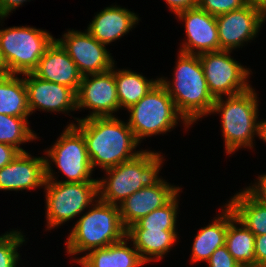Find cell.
I'll return each mask as SVG.
<instances>
[{"label": "cell", "instance_id": "cell-1", "mask_svg": "<svg viewBox=\"0 0 266 267\" xmlns=\"http://www.w3.org/2000/svg\"><path fill=\"white\" fill-rule=\"evenodd\" d=\"M74 119L78 124L68 125H74L82 133L93 169L97 166L101 167V170L118 166L142 151L134 150L139 142L128 123L118 117Z\"/></svg>", "mask_w": 266, "mask_h": 267}, {"label": "cell", "instance_id": "cell-2", "mask_svg": "<svg viewBox=\"0 0 266 267\" xmlns=\"http://www.w3.org/2000/svg\"><path fill=\"white\" fill-rule=\"evenodd\" d=\"M172 82L159 78L172 97L178 113L191 126L210 115L215 98L210 93L199 55L179 51Z\"/></svg>", "mask_w": 266, "mask_h": 267}, {"label": "cell", "instance_id": "cell-3", "mask_svg": "<svg viewBox=\"0 0 266 267\" xmlns=\"http://www.w3.org/2000/svg\"><path fill=\"white\" fill-rule=\"evenodd\" d=\"M164 157L159 152L142 150L136 157L105 169L106 178L98 181V198L109 204L119 206L133 193L143 187L158 184L159 170ZM108 175V176H107Z\"/></svg>", "mask_w": 266, "mask_h": 267}, {"label": "cell", "instance_id": "cell-4", "mask_svg": "<svg viewBox=\"0 0 266 267\" xmlns=\"http://www.w3.org/2000/svg\"><path fill=\"white\" fill-rule=\"evenodd\" d=\"M91 206L75 223L66 240V252L71 256L105 248L126 238L127 229L122 224L119 206L99 198Z\"/></svg>", "mask_w": 266, "mask_h": 267}, {"label": "cell", "instance_id": "cell-5", "mask_svg": "<svg viewBox=\"0 0 266 267\" xmlns=\"http://www.w3.org/2000/svg\"><path fill=\"white\" fill-rule=\"evenodd\" d=\"M256 91L251 87L242 93L216 98L210 112L221 114V130L225 152L235 153L239 148H254L258 135V106Z\"/></svg>", "mask_w": 266, "mask_h": 267}, {"label": "cell", "instance_id": "cell-6", "mask_svg": "<svg viewBox=\"0 0 266 267\" xmlns=\"http://www.w3.org/2000/svg\"><path fill=\"white\" fill-rule=\"evenodd\" d=\"M51 165L53 164L46 163L44 183L48 230L82 215V212L98 199V181L73 183L57 181L54 176L57 173L53 172Z\"/></svg>", "mask_w": 266, "mask_h": 267}, {"label": "cell", "instance_id": "cell-7", "mask_svg": "<svg viewBox=\"0 0 266 267\" xmlns=\"http://www.w3.org/2000/svg\"><path fill=\"white\" fill-rule=\"evenodd\" d=\"M127 110L130 114L128 126L139 143L145 137L170 132L180 120L185 129L190 126L178 113L172 97L160 80Z\"/></svg>", "mask_w": 266, "mask_h": 267}, {"label": "cell", "instance_id": "cell-8", "mask_svg": "<svg viewBox=\"0 0 266 267\" xmlns=\"http://www.w3.org/2000/svg\"><path fill=\"white\" fill-rule=\"evenodd\" d=\"M54 39L51 33L30 26L0 29V48L11 74L32 73Z\"/></svg>", "mask_w": 266, "mask_h": 267}, {"label": "cell", "instance_id": "cell-9", "mask_svg": "<svg viewBox=\"0 0 266 267\" xmlns=\"http://www.w3.org/2000/svg\"><path fill=\"white\" fill-rule=\"evenodd\" d=\"M45 162L54 163L56 168L66 176L60 182H89L98 179L91 178L92 165L82 133L74 126L67 125L55 144L45 151Z\"/></svg>", "mask_w": 266, "mask_h": 267}, {"label": "cell", "instance_id": "cell-10", "mask_svg": "<svg viewBox=\"0 0 266 267\" xmlns=\"http://www.w3.org/2000/svg\"><path fill=\"white\" fill-rule=\"evenodd\" d=\"M231 53L230 50H220L199 55L208 89L215 99L251 88L248 78L252 71L233 59Z\"/></svg>", "mask_w": 266, "mask_h": 267}, {"label": "cell", "instance_id": "cell-11", "mask_svg": "<svg viewBox=\"0 0 266 267\" xmlns=\"http://www.w3.org/2000/svg\"><path fill=\"white\" fill-rule=\"evenodd\" d=\"M77 96V110H92L85 118L115 117L120 109L115 81V66L108 71L82 76Z\"/></svg>", "mask_w": 266, "mask_h": 267}, {"label": "cell", "instance_id": "cell-12", "mask_svg": "<svg viewBox=\"0 0 266 267\" xmlns=\"http://www.w3.org/2000/svg\"><path fill=\"white\" fill-rule=\"evenodd\" d=\"M56 39L76 64L82 76L108 71L115 65L106 45L97 41L87 30H67Z\"/></svg>", "mask_w": 266, "mask_h": 267}, {"label": "cell", "instance_id": "cell-13", "mask_svg": "<svg viewBox=\"0 0 266 267\" xmlns=\"http://www.w3.org/2000/svg\"><path fill=\"white\" fill-rule=\"evenodd\" d=\"M266 16L247 4L244 7L216 17L218 38L221 50L233 51L243 44L253 41Z\"/></svg>", "mask_w": 266, "mask_h": 267}, {"label": "cell", "instance_id": "cell-14", "mask_svg": "<svg viewBox=\"0 0 266 267\" xmlns=\"http://www.w3.org/2000/svg\"><path fill=\"white\" fill-rule=\"evenodd\" d=\"M175 16L185 23L187 39L183 41L180 52L200 55L220 51L216 17L198 6L181 11Z\"/></svg>", "mask_w": 266, "mask_h": 267}, {"label": "cell", "instance_id": "cell-15", "mask_svg": "<svg viewBox=\"0 0 266 267\" xmlns=\"http://www.w3.org/2000/svg\"><path fill=\"white\" fill-rule=\"evenodd\" d=\"M24 76L31 114L37 109L64 114L77 110V96L72 88L42 80L33 73Z\"/></svg>", "mask_w": 266, "mask_h": 267}, {"label": "cell", "instance_id": "cell-16", "mask_svg": "<svg viewBox=\"0 0 266 267\" xmlns=\"http://www.w3.org/2000/svg\"><path fill=\"white\" fill-rule=\"evenodd\" d=\"M180 189L162 179L156 185L143 187L133 193L119 205L123 226L127 229L140 218L165 206L180 193Z\"/></svg>", "mask_w": 266, "mask_h": 267}, {"label": "cell", "instance_id": "cell-17", "mask_svg": "<svg viewBox=\"0 0 266 267\" xmlns=\"http://www.w3.org/2000/svg\"><path fill=\"white\" fill-rule=\"evenodd\" d=\"M45 180V156L32 157L27 151L20 152L9 164L0 169V190H34L43 188Z\"/></svg>", "mask_w": 266, "mask_h": 267}, {"label": "cell", "instance_id": "cell-18", "mask_svg": "<svg viewBox=\"0 0 266 267\" xmlns=\"http://www.w3.org/2000/svg\"><path fill=\"white\" fill-rule=\"evenodd\" d=\"M32 73L42 80L70 87L76 93L82 80L76 64L56 38L47 47Z\"/></svg>", "mask_w": 266, "mask_h": 267}, {"label": "cell", "instance_id": "cell-19", "mask_svg": "<svg viewBox=\"0 0 266 267\" xmlns=\"http://www.w3.org/2000/svg\"><path fill=\"white\" fill-rule=\"evenodd\" d=\"M139 21L136 13L125 7L112 5L105 7L94 16L87 31L101 44L109 45L129 33Z\"/></svg>", "mask_w": 266, "mask_h": 267}, {"label": "cell", "instance_id": "cell-20", "mask_svg": "<svg viewBox=\"0 0 266 267\" xmlns=\"http://www.w3.org/2000/svg\"><path fill=\"white\" fill-rule=\"evenodd\" d=\"M126 240V241H125ZM127 237L105 248H95L82 257L73 259L81 267H140L146 264L134 247H128Z\"/></svg>", "mask_w": 266, "mask_h": 267}, {"label": "cell", "instance_id": "cell-21", "mask_svg": "<svg viewBox=\"0 0 266 267\" xmlns=\"http://www.w3.org/2000/svg\"><path fill=\"white\" fill-rule=\"evenodd\" d=\"M178 235L177 230L127 229L126 232L145 263L163 259L176 244Z\"/></svg>", "mask_w": 266, "mask_h": 267}, {"label": "cell", "instance_id": "cell-22", "mask_svg": "<svg viewBox=\"0 0 266 267\" xmlns=\"http://www.w3.org/2000/svg\"><path fill=\"white\" fill-rule=\"evenodd\" d=\"M225 204L221 214L216 215L212 223L202 227L196 234L191 250V263L207 262L218 247L225 245L228 229V204Z\"/></svg>", "mask_w": 266, "mask_h": 267}, {"label": "cell", "instance_id": "cell-23", "mask_svg": "<svg viewBox=\"0 0 266 267\" xmlns=\"http://www.w3.org/2000/svg\"><path fill=\"white\" fill-rule=\"evenodd\" d=\"M225 245L242 267L255 265V235L235 217L229 206Z\"/></svg>", "mask_w": 266, "mask_h": 267}, {"label": "cell", "instance_id": "cell-24", "mask_svg": "<svg viewBox=\"0 0 266 267\" xmlns=\"http://www.w3.org/2000/svg\"><path fill=\"white\" fill-rule=\"evenodd\" d=\"M17 76L16 74L0 76V114L28 118L31 113L24 74L22 78Z\"/></svg>", "mask_w": 266, "mask_h": 267}, {"label": "cell", "instance_id": "cell-25", "mask_svg": "<svg viewBox=\"0 0 266 267\" xmlns=\"http://www.w3.org/2000/svg\"><path fill=\"white\" fill-rule=\"evenodd\" d=\"M235 217L255 236L266 234V206L257 201L246 189L234 194L227 202Z\"/></svg>", "mask_w": 266, "mask_h": 267}, {"label": "cell", "instance_id": "cell-26", "mask_svg": "<svg viewBox=\"0 0 266 267\" xmlns=\"http://www.w3.org/2000/svg\"><path fill=\"white\" fill-rule=\"evenodd\" d=\"M115 69L118 102L122 110L136 104L159 81V78L148 80L142 74L128 69Z\"/></svg>", "mask_w": 266, "mask_h": 267}, {"label": "cell", "instance_id": "cell-27", "mask_svg": "<svg viewBox=\"0 0 266 267\" xmlns=\"http://www.w3.org/2000/svg\"><path fill=\"white\" fill-rule=\"evenodd\" d=\"M27 119L0 114V143L9 144L20 152H26L20 145L38 138L35 131L28 126Z\"/></svg>", "mask_w": 266, "mask_h": 267}, {"label": "cell", "instance_id": "cell-28", "mask_svg": "<svg viewBox=\"0 0 266 267\" xmlns=\"http://www.w3.org/2000/svg\"><path fill=\"white\" fill-rule=\"evenodd\" d=\"M179 193L165 206L140 218L127 229L176 230Z\"/></svg>", "mask_w": 266, "mask_h": 267}, {"label": "cell", "instance_id": "cell-29", "mask_svg": "<svg viewBox=\"0 0 266 267\" xmlns=\"http://www.w3.org/2000/svg\"><path fill=\"white\" fill-rule=\"evenodd\" d=\"M25 239L21 230L13 229L0 235V267L17 266L21 257L18 253V247L23 245Z\"/></svg>", "mask_w": 266, "mask_h": 267}, {"label": "cell", "instance_id": "cell-30", "mask_svg": "<svg viewBox=\"0 0 266 267\" xmlns=\"http://www.w3.org/2000/svg\"><path fill=\"white\" fill-rule=\"evenodd\" d=\"M247 5L246 0H197V6L215 17Z\"/></svg>", "mask_w": 266, "mask_h": 267}, {"label": "cell", "instance_id": "cell-31", "mask_svg": "<svg viewBox=\"0 0 266 267\" xmlns=\"http://www.w3.org/2000/svg\"><path fill=\"white\" fill-rule=\"evenodd\" d=\"M209 267H242L228 251L226 245L218 247L206 262Z\"/></svg>", "mask_w": 266, "mask_h": 267}, {"label": "cell", "instance_id": "cell-32", "mask_svg": "<svg viewBox=\"0 0 266 267\" xmlns=\"http://www.w3.org/2000/svg\"><path fill=\"white\" fill-rule=\"evenodd\" d=\"M258 181L245 189L262 205L266 206V174L258 176Z\"/></svg>", "mask_w": 266, "mask_h": 267}, {"label": "cell", "instance_id": "cell-33", "mask_svg": "<svg viewBox=\"0 0 266 267\" xmlns=\"http://www.w3.org/2000/svg\"><path fill=\"white\" fill-rule=\"evenodd\" d=\"M255 265L266 266V234L255 236Z\"/></svg>", "mask_w": 266, "mask_h": 267}, {"label": "cell", "instance_id": "cell-34", "mask_svg": "<svg viewBox=\"0 0 266 267\" xmlns=\"http://www.w3.org/2000/svg\"><path fill=\"white\" fill-rule=\"evenodd\" d=\"M19 153L20 151L17 148L0 143V169L9 164Z\"/></svg>", "mask_w": 266, "mask_h": 267}, {"label": "cell", "instance_id": "cell-35", "mask_svg": "<svg viewBox=\"0 0 266 267\" xmlns=\"http://www.w3.org/2000/svg\"><path fill=\"white\" fill-rule=\"evenodd\" d=\"M168 8L175 15L181 11L193 8L197 6V0H165Z\"/></svg>", "mask_w": 266, "mask_h": 267}, {"label": "cell", "instance_id": "cell-36", "mask_svg": "<svg viewBox=\"0 0 266 267\" xmlns=\"http://www.w3.org/2000/svg\"><path fill=\"white\" fill-rule=\"evenodd\" d=\"M27 1L29 0H0V22Z\"/></svg>", "mask_w": 266, "mask_h": 267}, {"label": "cell", "instance_id": "cell-37", "mask_svg": "<svg viewBox=\"0 0 266 267\" xmlns=\"http://www.w3.org/2000/svg\"><path fill=\"white\" fill-rule=\"evenodd\" d=\"M247 4L260 10L266 16V0H246Z\"/></svg>", "mask_w": 266, "mask_h": 267}, {"label": "cell", "instance_id": "cell-38", "mask_svg": "<svg viewBox=\"0 0 266 267\" xmlns=\"http://www.w3.org/2000/svg\"><path fill=\"white\" fill-rule=\"evenodd\" d=\"M9 74H11V72L8 68V63H7V61L4 57V54L0 48V76H7Z\"/></svg>", "mask_w": 266, "mask_h": 267}, {"label": "cell", "instance_id": "cell-39", "mask_svg": "<svg viewBox=\"0 0 266 267\" xmlns=\"http://www.w3.org/2000/svg\"><path fill=\"white\" fill-rule=\"evenodd\" d=\"M259 136V137H258ZM259 139H262L266 143V119L258 121V135Z\"/></svg>", "mask_w": 266, "mask_h": 267}, {"label": "cell", "instance_id": "cell-40", "mask_svg": "<svg viewBox=\"0 0 266 267\" xmlns=\"http://www.w3.org/2000/svg\"><path fill=\"white\" fill-rule=\"evenodd\" d=\"M251 267H266V266H257V265H254V266H251Z\"/></svg>", "mask_w": 266, "mask_h": 267}]
</instances>
